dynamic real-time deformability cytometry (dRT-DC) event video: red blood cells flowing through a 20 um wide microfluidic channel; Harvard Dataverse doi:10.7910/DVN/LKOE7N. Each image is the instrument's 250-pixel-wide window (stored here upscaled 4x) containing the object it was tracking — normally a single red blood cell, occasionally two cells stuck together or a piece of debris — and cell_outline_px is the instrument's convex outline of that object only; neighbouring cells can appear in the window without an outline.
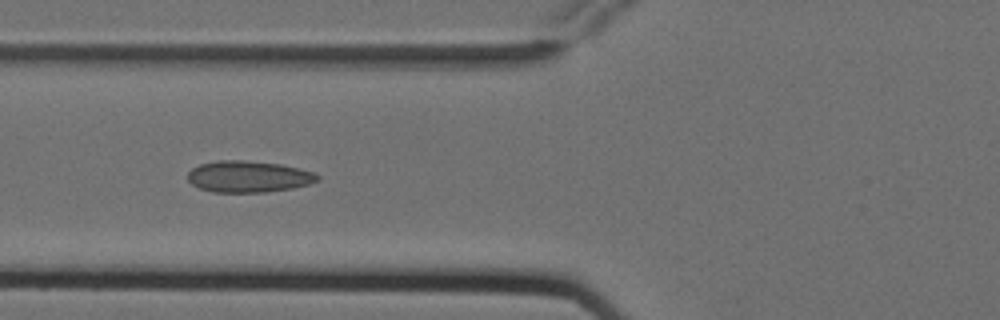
{"species": "Egyptian fruit bat (a non-hibernating species)", "species_latin": "Rousettus aegyptiacus", "temperature_condition": "cold", "stored_images_in_passage": 9, "camera_frame_rate_fps": 3000, "um_per_image_px": 0.085, "animal": {"sex": "female"}, "frame": {"image": 1, "passage_image": 6, "time_ms": 1.667, "image_size_px": [1000, 320], "cell_outline_px": [[320, 180], [308, 184], [292, 188], [264, 192], [212, 192], [200, 188], [192, 184], [188, 180], [188, 172], [192, 168], [200, 164], [216, 160], [244, 160], [280, 164], [300, 168], [316, 172], [320, 176]], "centroid_in_image_um": [21.14, 15.0], "position_along_channel_um": 104.7, "area_um2": 23.93}}
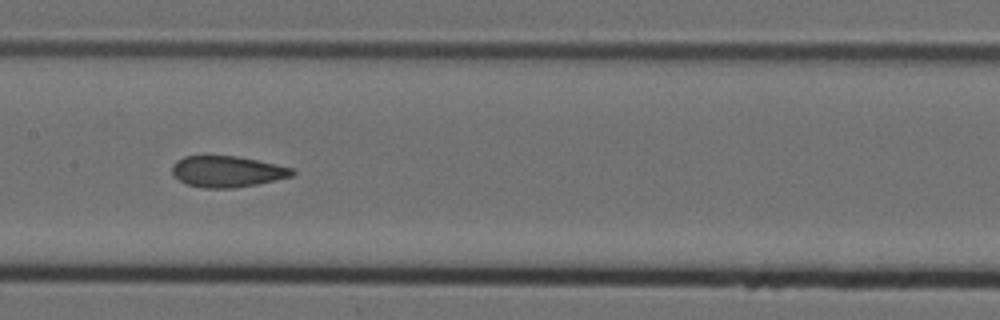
{"frame": {"image": 2, "passage_image": 8, "time_ms": 2.333, "image_size_px": [1000, 320], "cell_outline_px": [[296, 172], [292, 176], [276, 180], [236, 188], [204, 188], [184, 184], [172, 176], [172, 164], [176, 160], [184, 156], [236, 156], [276, 164], [292, 168]], "centroid_in_image_um": [19.26, 14.59], "position_along_channel_um": 188.1, "area_um2": 21.96}}
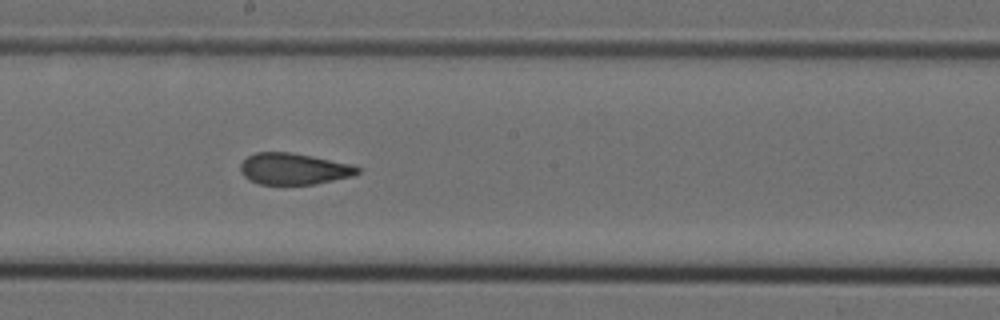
{"frame": {"image": 3, "passage_image": 9, "time_ms": 2.667, "image_size_px": [1000, 320], "cell_outline_px": [[360, 172], [352, 176], [316, 184], [260, 184], [248, 180], [240, 172], [240, 164], [248, 156], [256, 152], [292, 152], [352, 164], [360, 168]], "centroid_in_image_um": [24.96, 14.35], "position_along_channel_um": 223.2, "area_um2": 21.5}}